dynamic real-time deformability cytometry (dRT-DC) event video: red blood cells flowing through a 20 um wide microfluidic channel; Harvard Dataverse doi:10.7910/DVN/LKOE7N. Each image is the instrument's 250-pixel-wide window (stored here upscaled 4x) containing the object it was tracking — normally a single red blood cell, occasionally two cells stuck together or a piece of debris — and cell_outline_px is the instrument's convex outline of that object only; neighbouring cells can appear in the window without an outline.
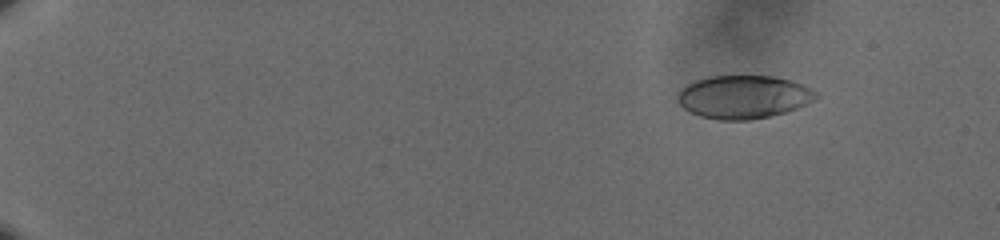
{"species": "human", "species_latin": "Homo sapiens", "temperature_condition": "cold", "stored_images_in_passage": 53, "camera_frame_rate_fps": 3000, "um_per_image_px": 0.085, "donor": {"sex": "male"}, "frame": {"image": 1, "passage_image": 1, "time_ms": 0.0, "image_size_px": [1000, 240], "cell_outline_px": [[820, 96], [796, 108], [784, 112], [768, 116], [748, 120], [720, 120], [700, 116], [684, 108], [680, 104], [676, 96], [680, 88], [696, 80], [708, 76], [772, 76], [788, 80], [812, 88]], "centroid_in_image_um": [63.17, 8.23], "position_along_channel_um": 21.8, "area_um2": 34.51}}
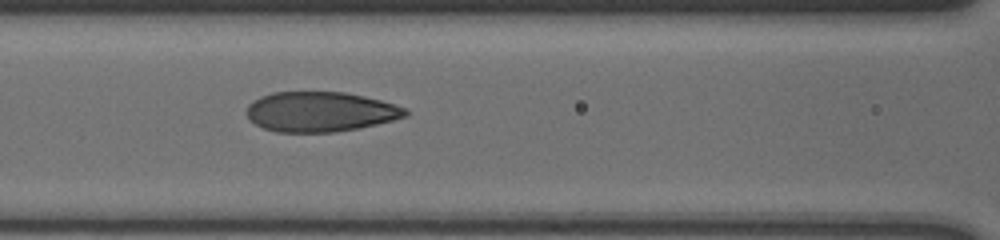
{"frame": {"image": 2, "passage_image": 23, "time_ms": 7.333, "image_size_px": [1000, 240], "cell_outline_px": [[408, 116], [376, 124], [356, 128], [332, 132], [276, 132], [264, 128], [256, 124], [244, 112], [248, 104], [260, 96], [272, 92], [344, 92], [364, 96], [380, 100], [408, 108]], "centroid_in_image_um": [27.21, 9.49], "position_along_channel_um": 139.4, "area_um2": 36.93}}
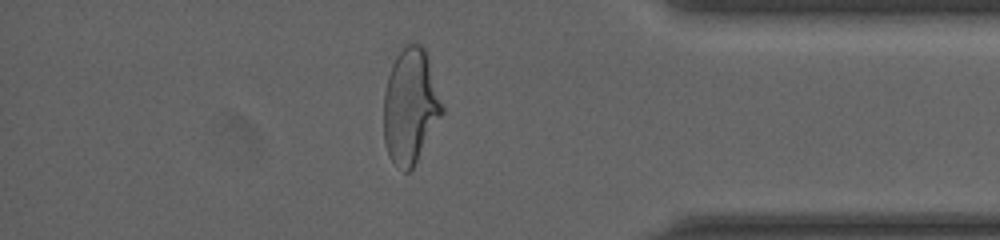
{"frame": {"image": 3, "passage_image": 46, "time_ms": 15.0, "image_size_px": [1000, 240], "cell_outline_px": [[444, 112], [412, 168], [408, 172], [404, 172], [396, 168], [388, 156], [384, 140], [384, 92], [388, 76], [392, 64], [396, 56], [408, 44], [420, 44], [424, 48], [444, 108]], "centroid_in_image_um": [34.86, 9.08], "position_along_channel_um": 400.3, "area_um2": 38.78}, "authors_computed_cell_mechanics": {"area_um2": 36.7608, "velocity_mm_per_s": 3.6341, "shape_relaxation_time_tau1_ms": 4.9292, "shape_relaxation_time_tau2_ms": 0.816, "deformation_change_tau1": 0.1666, "deformation_change_tau2": 0.0688}}